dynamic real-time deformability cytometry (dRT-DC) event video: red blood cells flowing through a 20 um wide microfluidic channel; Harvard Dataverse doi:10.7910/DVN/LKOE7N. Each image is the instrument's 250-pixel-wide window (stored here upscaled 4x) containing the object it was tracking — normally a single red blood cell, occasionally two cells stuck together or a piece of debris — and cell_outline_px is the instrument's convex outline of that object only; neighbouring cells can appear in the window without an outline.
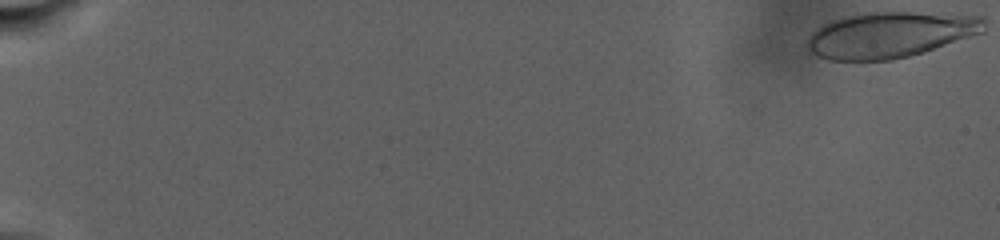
{"species": "human", "species_latin": "Homo sapiens", "temperature_condition": "warm", "stored_images_in_passage": 17, "camera_frame_rate_fps": 3000, "um_per_image_px": 0.085, "donor": {"sex": "male"}, "frame": {"image": 1, "passage_image": 1, "time_ms": 0.0, "image_size_px": [1000, 240], "cell_outline_px": [[984, 32], [924, 52], [892, 60], [828, 60], [816, 56], [808, 48], [808, 36], [816, 28], [832, 20], [844, 16], [864, 12], [916, 12], [984, 16]], "centroid_in_image_um": [75.65, 2.95], "position_along_channel_um": 9.3, "area_um2": 47.34}}
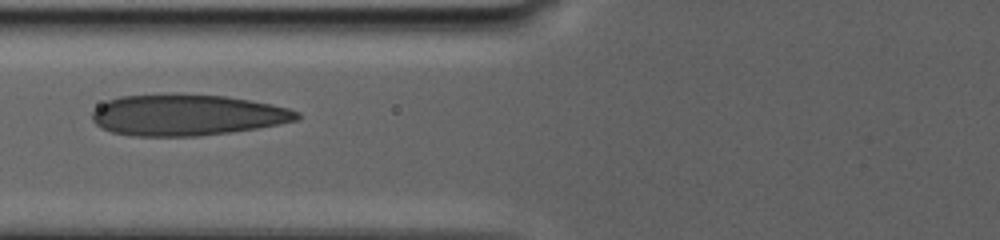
{"frame": {"image": 2, "passage_image": 12, "time_ms": 12.667, "image_size_px": [1000, 240], "cell_outline_px": [[300, 116], [296, 120], [280, 124], [256, 128], [200, 136], [132, 136], [112, 132], [96, 124], [92, 120], [92, 112], [100, 104], [108, 100], [120, 96], [224, 96], [272, 104], [288, 108], [300, 112]], "centroid_in_image_um": [15.9, 9.81], "position_along_channel_um": 109.9, "area_um2": 48.03}}
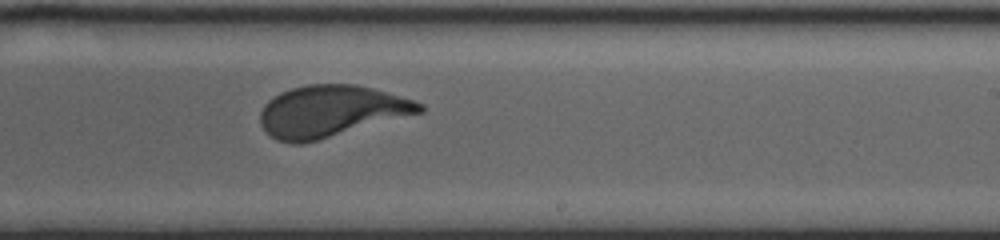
{"frame": {"image": 3, "passage_image": 17, "time_ms": 18.667, "image_size_px": [1000, 240], "cell_outline_px": [[424, 112], [320, 140], [300, 144], [292, 144], [276, 140], [260, 124], [260, 112], [264, 104], [268, 100], [280, 92], [292, 88], [308, 84], [356, 84], [372, 88], [412, 100], [424, 104]], "centroid_in_image_um": [28.12, 9.46], "position_along_channel_um": 260.9, "area_um2": 47.97}}